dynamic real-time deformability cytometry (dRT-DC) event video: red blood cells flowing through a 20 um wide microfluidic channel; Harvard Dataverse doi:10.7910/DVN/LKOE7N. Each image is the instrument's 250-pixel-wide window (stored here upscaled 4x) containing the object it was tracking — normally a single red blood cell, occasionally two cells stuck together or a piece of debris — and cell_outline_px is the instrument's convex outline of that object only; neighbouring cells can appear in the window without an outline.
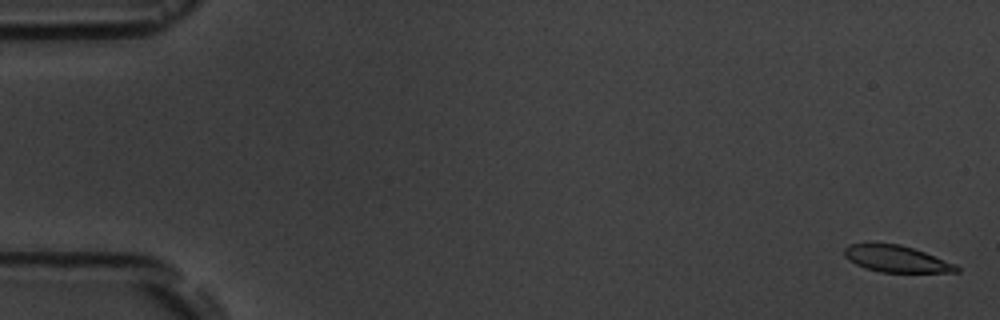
{"species": "common noctule bat (a hibernating species)", "species_latin": "Nyctalus noctula", "temperature_condition": "room temperature", "stored_images_in_passage": 4, "camera_frame_rate_fps": 3000, "um_per_image_px": 0.085, "animal": {"sex": "male", "body_mass_g": 19.5, "forearm_length_mm": 54.6}, "frame": {"image": 1, "passage_image": 1, "time_ms": 0.0, "image_size_px": [1000, 320], "cell_outline_px": [[960, 272], [880, 272], [864, 268], [848, 260], [844, 256], [844, 248], [848, 244], [900, 244], [924, 252], [956, 264], [960, 268]], "centroid_in_image_um": [76.19, 22.01], "position_along_channel_um": 8.8, "area_um2": 17.28}}
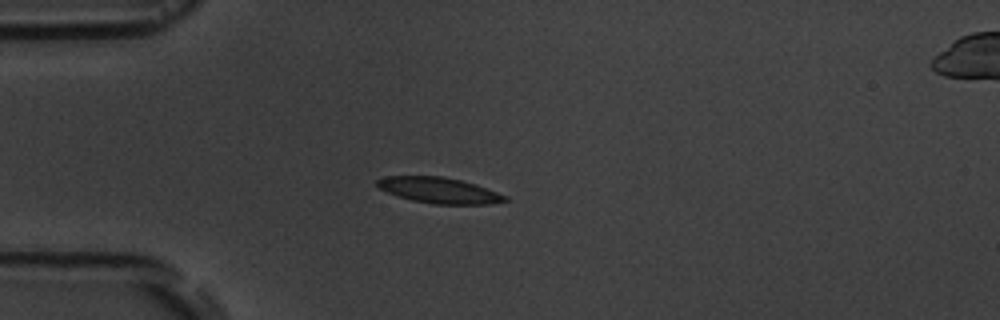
{"frame": {"image": 2, "passage_image": 4, "time_ms": 4.667, "image_size_px": [1000, 320], "cell_outline_px": [[508, 200], [492, 204], [432, 204], [412, 200], [396, 196], [380, 188], [376, 184], [376, 180], [384, 176], [444, 176], [476, 184], [508, 196]], "centroid_in_image_um": [37.33, 16.18], "position_along_channel_um": 47.7, "area_um2": 19.31}}